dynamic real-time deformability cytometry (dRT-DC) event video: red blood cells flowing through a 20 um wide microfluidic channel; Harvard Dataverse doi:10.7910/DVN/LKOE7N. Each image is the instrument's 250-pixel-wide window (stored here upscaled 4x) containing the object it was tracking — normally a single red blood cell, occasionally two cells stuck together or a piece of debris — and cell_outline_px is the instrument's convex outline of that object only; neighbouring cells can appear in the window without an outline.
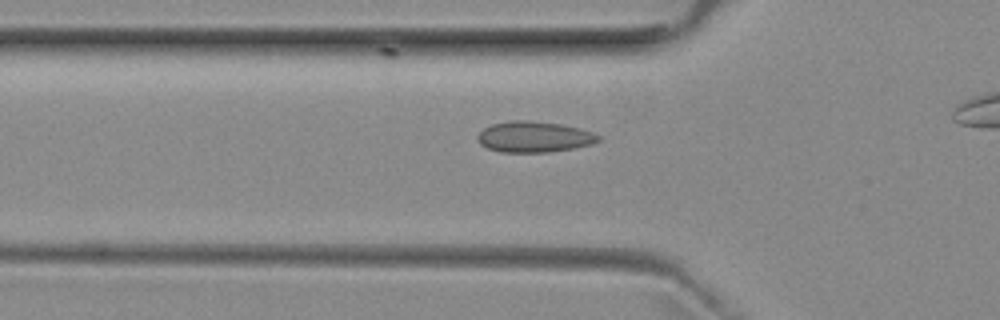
{"species": "common noctule bat (a hibernating species)", "species_latin": "Nyctalus noctula", "temperature_condition": "room temperature", "stored_images_in_passage": 29, "camera_frame_rate_fps": 3000, "um_per_image_px": 0.085, "animal": {"sex": "female", "body_mass_g": 29.2, "forearm_length_mm": 56.3}, "frame": {"image": 1, "passage_image": 11, "time_ms": 3.333, "image_size_px": [1000, 320], "cell_outline_px": [[600, 140], [592, 144], [572, 148], [548, 152], [500, 152], [488, 148], [480, 144], [476, 140], [476, 136], [484, 128], [492, 124], [508, 120], [524, 120], [560, 124], [580, 128], [592, 132], [600, 136]], "centroid_in_image_um": [45.37, 11.63], "position_along_channel_um": 80.4, "area_um2": 21.73}}
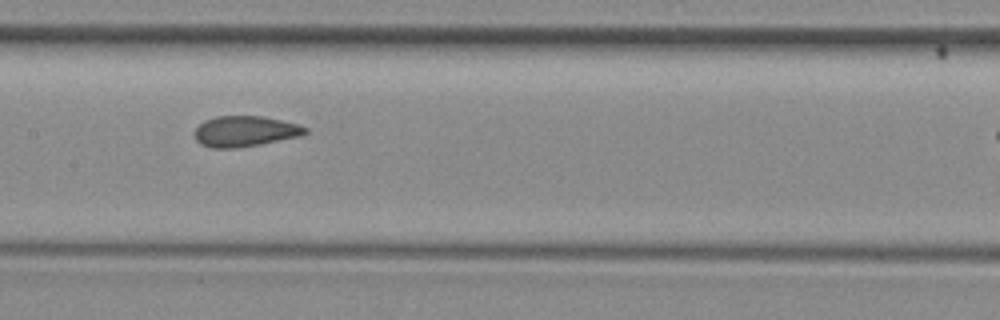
{"frame": {"image": 2, "passage_image": 19, "time_ms": 6.0, "image_size_px": [1000, 320], "cell_outline_px": [[308, 132], [300, 136], [260, 144], [236, 148], [212, 148], [200, 144], [196, 140], [196, 128], [204, 120], [216, 116], [264, 116], [296, 124], [308, 128]], "centroid_in_image_um": [20.82, 11.16], "position_along_channel_um": 186.6, "area_um2": 19.65}}
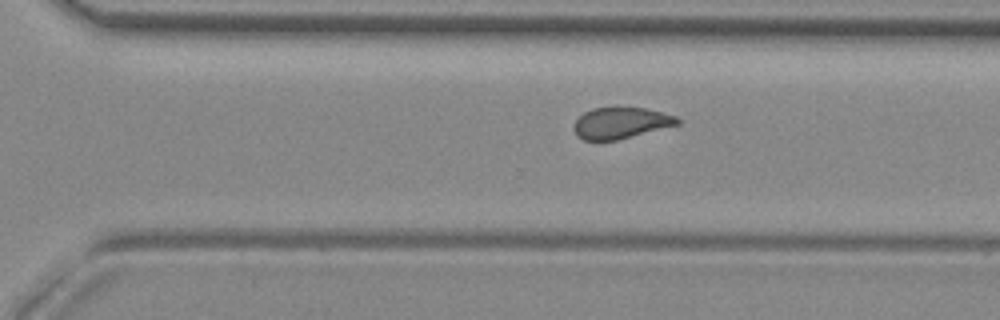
{"frame": {"image": 3, "passage_image": 29, "time_ms": 9.333, "image_size_px": [1000, 320], "cell_outline_px": [[680, 124], [616, 140], [584, 140], [576, 136], [576, 120], [584, 112], [592, 108], [644, 108], [676, 116], [680, 120]], "centroid_in_image_um": [52.78, 10.45], "position_along_channel_um": 317.8, "area_um2": 18.44}}